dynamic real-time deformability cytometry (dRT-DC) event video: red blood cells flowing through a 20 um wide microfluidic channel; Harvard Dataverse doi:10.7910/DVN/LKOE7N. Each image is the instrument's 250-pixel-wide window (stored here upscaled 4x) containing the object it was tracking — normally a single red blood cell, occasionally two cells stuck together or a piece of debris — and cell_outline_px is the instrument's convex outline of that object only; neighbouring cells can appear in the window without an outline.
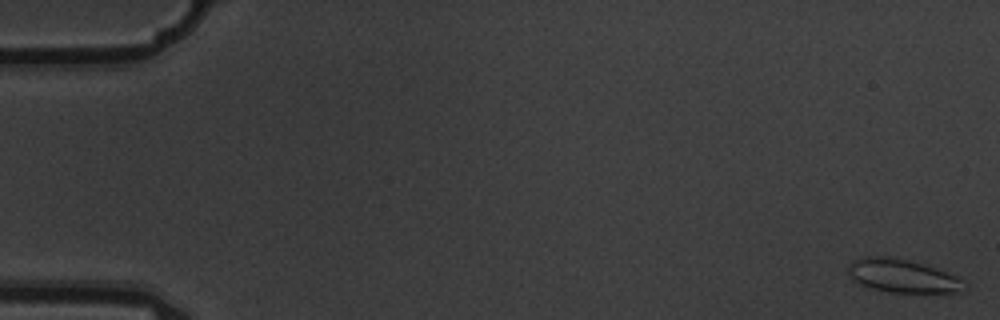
{"species": "common noctule bat (a hibernating species)", "species_latin": "Nyctalus noctula", "temperature_condition": "warm", "stored_images_in_passage": 7, "camera_frame_rate_fps": 3000, "um_per_image_px": 0.085, "animal": {"sex": "male", "body_mass_g": 19.5, "forearm_length_mm": 54.6}, "frame": {"image": 1, "passage_image": 1, "time_ms": 0.0, "image_size_px": [1000, 320], "cell_outline_px": [[968, 288], [960, 292], [892, 292], [872, 288], [860, 284], [852, 280], [848, 272], [848, 268], [852, 260], [860, 256], [884, 256], [904, 260], [936, 268], [948, 272], [956, 276], [968, 284]], "centroid_in_image_um": [76.71, 23.46], "position_along_channel_um": 8.3, "area_um2": 22.43}}
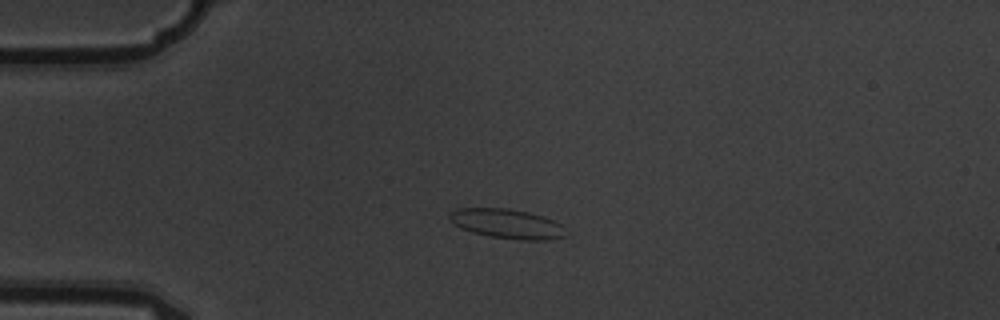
{"frame": {"image": 2, "passage_image": 4, "time_ms": 1.0, "image_size_px": [1000, 320], "cell_outline_px": [[568, 236], [548, 240], [520, 240], [488, 236], [472, 232], [460, 228], [448, 216], [452, 212], [460, 208], [508, 208], [528, 212], [552, 220], [560, 224]], "centroid_in_image_um": [43.12, 19.03], "position_along_channel_um": 41.9, "area_um2": 19.83}}
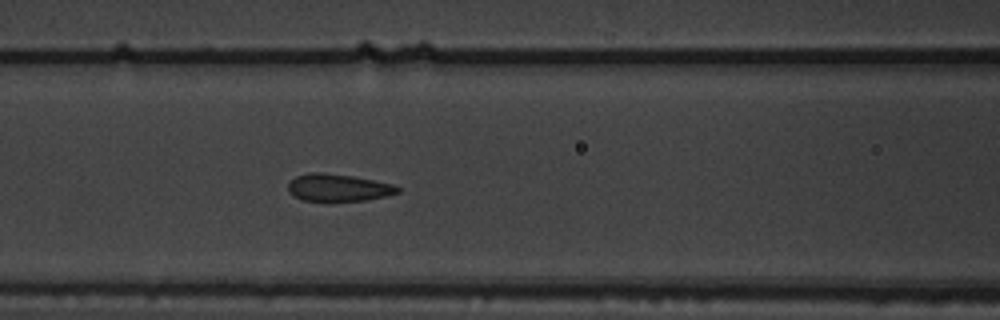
{"frame": {"image": 3, "passage_image": 7, "time_ms": 2.0, "image_size_px": [1000, 320], "cell_outline_px": [[400, 192], [388, 196], [368, 200], [332, 204], [328, 204], [300, 200], [288, 192], [288, 184], [296, 176], [308, 172], [320, 172], [352, 176], [392, 184], [400, 188]], "centroid_in_image_um": [28.72, 16.01], "position_along_channel_um": 137.9, "area_um2": 18.32}}